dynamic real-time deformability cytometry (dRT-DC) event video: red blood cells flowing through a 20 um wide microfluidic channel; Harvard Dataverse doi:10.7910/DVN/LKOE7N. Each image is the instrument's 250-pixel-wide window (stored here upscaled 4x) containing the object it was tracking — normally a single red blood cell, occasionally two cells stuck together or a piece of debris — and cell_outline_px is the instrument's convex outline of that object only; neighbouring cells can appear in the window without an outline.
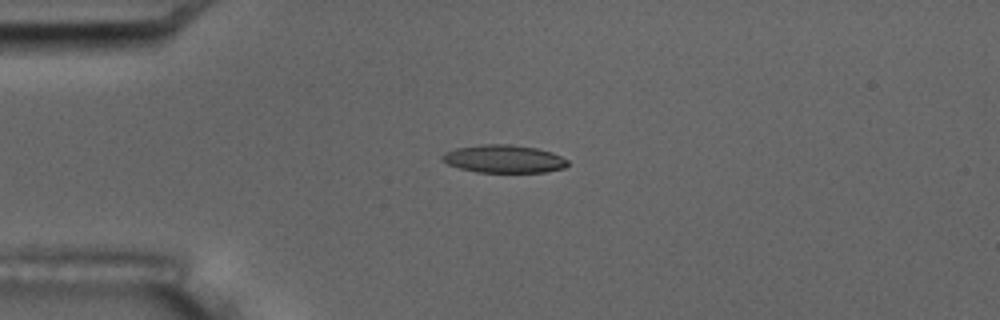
{"species": "common noctule bat (a hibernating species)", "species_latin": "Nyctalus noctula", "temperature_condition": "room temperature", "stored_images_in_passage": 5, "camera_frame_rate_fps": 3000, "um_per_image_px": 0.085, "animal": {"sex": "male", "body_mass_g": 17.5, "forearm_length_mm": 52.3}, "frame": {"image": 1, "passage_image": 5, "time_ms": 4.667, "image_size_px": [1000, 320], "cell_outline_px": [[568, 164], [564, 168], [544, 172], [476, 172], [460, 168], [448, 164], [440, 160], [440, 156], [444, 152], [456, 148], [480, 144], [512, 144], [536, 148], [552, 152], [568, 160]], "centroid_in_image_um": [42.79, 13.5], "position_along_channel_um": 42.2, "area_um2": 20.52}}